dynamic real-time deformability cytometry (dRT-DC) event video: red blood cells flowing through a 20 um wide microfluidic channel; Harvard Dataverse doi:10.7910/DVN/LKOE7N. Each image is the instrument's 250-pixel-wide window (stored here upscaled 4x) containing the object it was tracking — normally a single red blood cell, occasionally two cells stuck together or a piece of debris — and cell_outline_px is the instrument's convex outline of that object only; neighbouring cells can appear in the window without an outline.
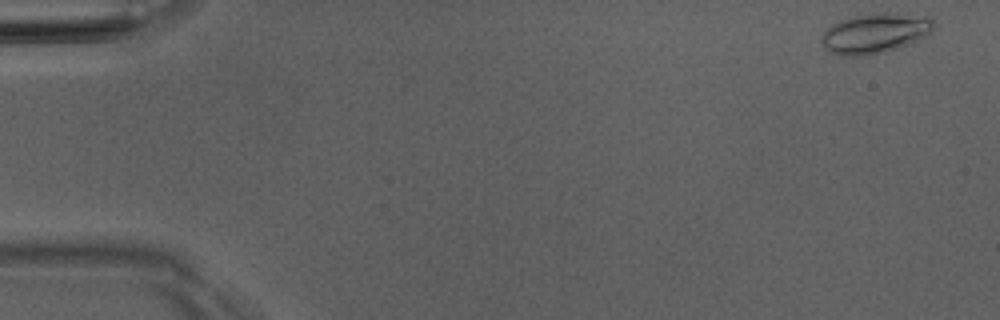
{"species": "Egyptian fruit bat (a non-hibernating species)", "species_latin": "Rousettus aegyptiacus", "temperature_condition": "room temperature", "stored_images_in_passage": 50, "camera_frame_rate_fps": 3000, "um_per_image_px": 0.085, "animal": {"sex": "male"}, "frame": {"image": 1, "passage_image": 1, "time_ms": 0.0, "image_size_px": [1000, 320], "cell_outline_px": [[936, 28], [928, 36], [896, 48], [884, 52], [860, 56], [840, 56], [828, 52], [824, 48], [820, 36], [832, 24], [840, 20], [852, 16], [884, 12], [896, 12], [932, 16], [936, 24]], "centroid_in_image_um": [74.43, 2.8], "position_along_channel_um": 10.6, "area_um2": 26.76}}
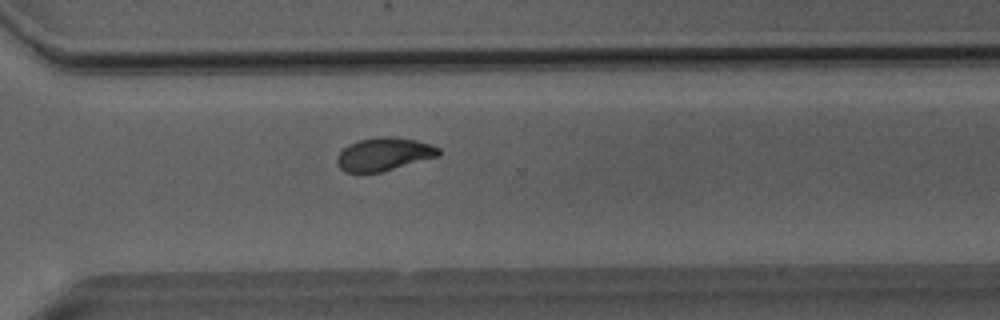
{"frame": {"image": 2, "passage_image": 36, "time_ms": 11.667, "image_size_px": [1000, 320], "cell_outline_px": [[440, 156], [380, 172], [356, 176], [344, 172], [340, 168], [336, 160], [336, 156], [348, 144], [360, 140], [380, 136], [388, 136], [416, 140], [432, 144], [440, 148]], "centroid_in_image_um": [32.59, 13.14], "position_along_channel_um": 338.0, "area_um2": 20.11}}
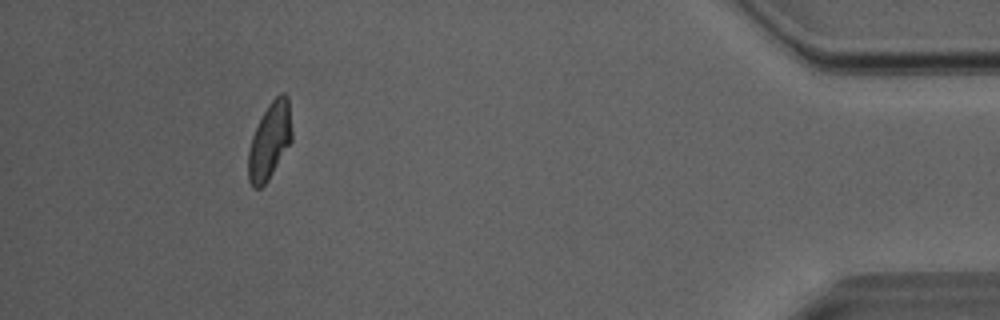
{"frame": {"image": 3, "passage_image": 46, "time_ms": 15.0, "image_size_px": [1000, 320], "cell_outline_px": [[292, 140], [268, 180], [260, 188], [252, 188], [248, 180], [248, 152], [252, 136], [268, 104], [280, 92], [284, 92], [288, 96], [292, 132]], "centroid_in_image_um": [22.92, 11.97], "position_along_channel_um": 412.3, "area_um2": 19.36}, "authors_computed_cell_mechanics": {"area_um2": 19.8543, "velocity_mm_per_s": 4.0394, "shape_relaxation_time_tau1_ms": 3.8162, "shape_relaxation_time_tau2_ms": 1.7817, "deformation_change_tau1": 0.1397, "deformation_change_tau2": 0.0728}}